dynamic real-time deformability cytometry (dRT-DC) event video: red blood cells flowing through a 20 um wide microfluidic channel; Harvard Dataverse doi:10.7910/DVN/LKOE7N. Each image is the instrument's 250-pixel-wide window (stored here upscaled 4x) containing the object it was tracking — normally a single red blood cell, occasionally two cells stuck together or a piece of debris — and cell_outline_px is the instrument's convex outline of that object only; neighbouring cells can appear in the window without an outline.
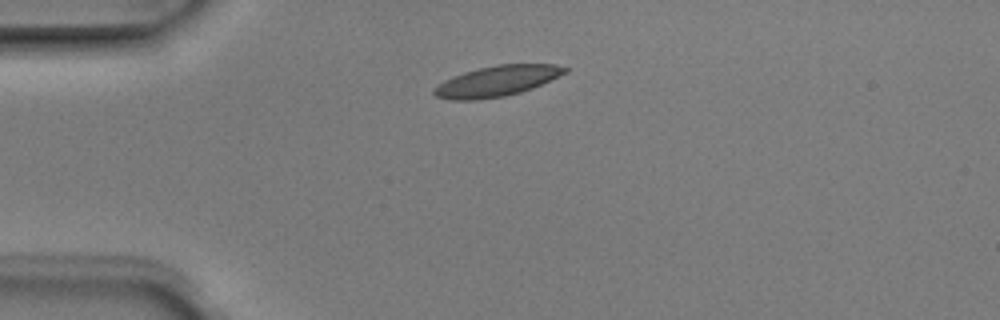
{"species": "Egyptian fruit bat (a non-hibernating species)", "species_latin": "Rousettus aegyptiacus", "temperature_condition": "room temperature", "stored_images_in_passage": 5, "camera_frame_rate_fps": 3000, "um_per_image_px": 0.085, "animal": {"sex": "male"}, "frame": {"image": 1, "passage_image": 1, "time_ms": 0.0, "image_size_px": [1000, 320], "cell_outline_px": [[572, 68], [568, 72], [532, 88], [520, 92], [504, 96], [476, 100], [448, 100], [436, 96], [432, 92], [432, 88], [444, 80], [452, 76], [464, 72], [496, 64], [556, 64]], "centroid_in_image_um": [42.24, 6.89], "position_along_channel_um": 42.8, "area_um2": 23.47}}
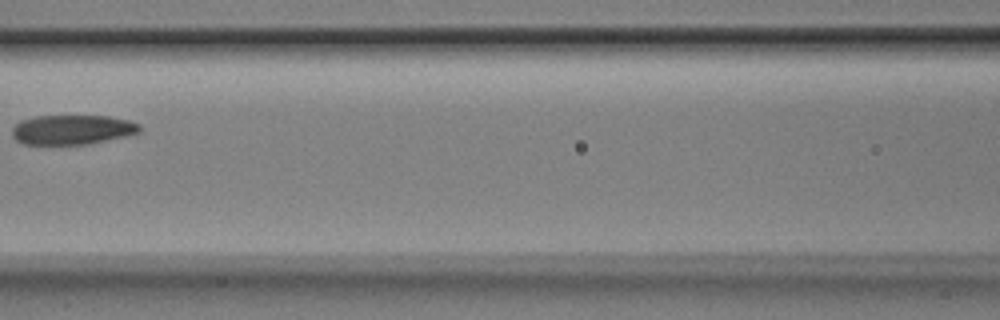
{"frame": {"image": 2, "passage_image": 4, "time_ms": 1.0, "image_size_px": [1000, 320], "cell_outline_px": [[140, 132], [128, 136], [92, 144], [24, 144], [16, 140], [12, 136], [12, 128], [20, 120], [36, 116], [108, 116], [128, 120], [140, 124]], "centroid_in_image_um": [6.16, 11.03], "position_along_channel_um": 160.4, "area_um2": 22.2}}
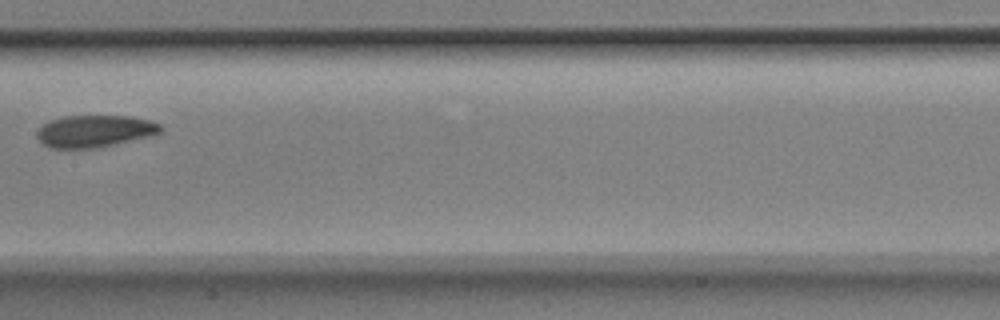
{"frame": {"image": 3, "passage_image": 5, "time_ms": 1.333, "image_size_px": [1000, 320], "cell_outline_px": [[164, 128], [160, 132], [152, 136], [116, 144], [96, 148], [52, 148], [44, 144], [36, 136], [36, 132], [48, 120], [64, 116], [132, 116], [148, 120], [160, 124]], "centroid_in_image_um": [8.07, 11.14], "position_along_channel_um": 199.3, "area_um2": 23.18}}